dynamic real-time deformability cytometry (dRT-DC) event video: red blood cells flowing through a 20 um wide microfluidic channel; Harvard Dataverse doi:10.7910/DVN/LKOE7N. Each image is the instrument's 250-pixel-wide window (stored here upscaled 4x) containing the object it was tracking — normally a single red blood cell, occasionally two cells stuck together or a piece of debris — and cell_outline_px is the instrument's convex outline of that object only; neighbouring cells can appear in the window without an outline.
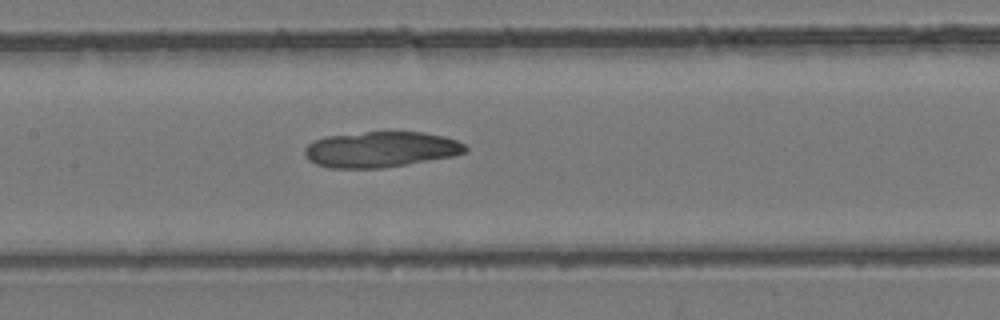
{"species": "common noctule bat (a hibernating species)", "species_latin": "Nyctalus noctula", "temperature_condition": "room temperature", "stored_images_in_passage": 49, "camera_frame_rate_fps": 3000, "um_per_image_px": 0.085, "animal": {"sex": "female", "body_mass_g": 24.6, "forearm_length_mm": 56.2}, "frame": {"image": 1, "passage_image": 24, "time_ms": 7.667, "image_size_px": [1000, 320], "cell_outline_px": [[468, 148], [464, 152], [452, 156], [408, 164], [384, 168], [328, 168], [316, 164], [308, 160], [304, 152], [304, 148], [308, 144], [316, 140], [328, 136], [368, 132], [424, 132], [444, 136], [456, 140], [464, 144]], "centroid_in_image_um": [32.35, 12.71], "position_along_channel_um": 175.0, "area_um2": 33.29}}
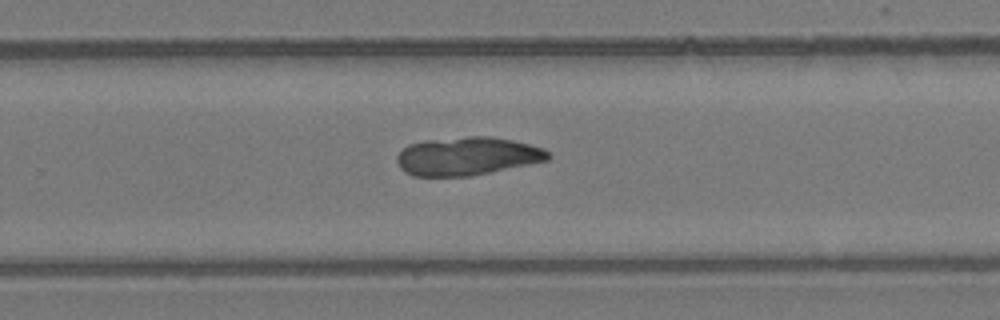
{"frame": {"image": 2, "passage_image": 32, "time_ms": 10.333, "image_size_px": [1000, 320], "cell_outline_px": [[552, 156], [548, 160], [468, 176], [412, 176], [404, 172], [400, 168], [396, 160], [396, 156], [408, 144], [424, 140], [468, 136], [492, 136], [512, 140], [544, 148]], "centroid_in_image_um": [39.68, 13.26], "position_along_channel_um": 290.1, "area_um2": 33.7}}
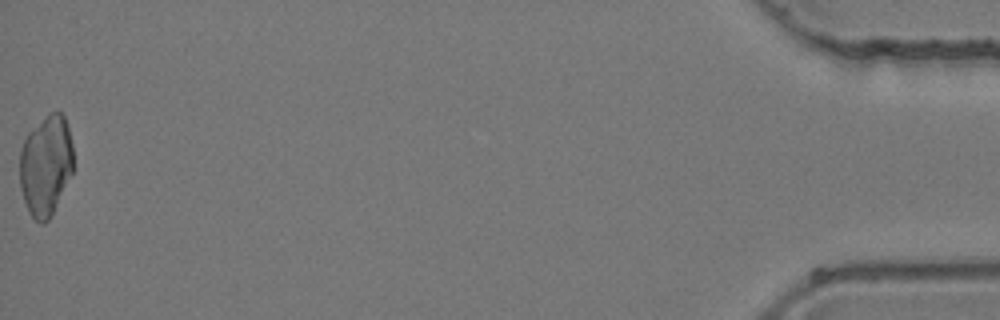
{"frame": {"image": 3, "passage_image": 49, "time_ms": 16.0, "image_size_px": [1000, 320], "cell_outline_px": [[72, 172], [52, 216], [44, 224], [40, 224], [28, 212], [20, 188], [20, 148], [28, 132], [48, 112], [60, 112], [64, 116], [68, 128], [72, 144]], "centroid_in_image_um": [3.87, 14.07], "position_along_channel_um": 431.3, "area_um2": 31.5}}